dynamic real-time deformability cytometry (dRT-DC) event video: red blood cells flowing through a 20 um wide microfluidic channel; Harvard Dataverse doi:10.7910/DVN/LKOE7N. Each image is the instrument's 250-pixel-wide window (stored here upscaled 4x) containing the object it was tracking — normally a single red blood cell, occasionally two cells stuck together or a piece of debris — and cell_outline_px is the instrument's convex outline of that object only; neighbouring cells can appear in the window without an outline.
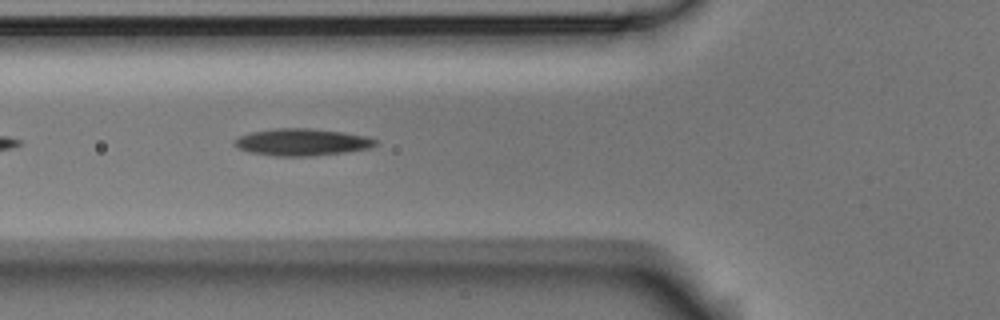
{"species": "Egyptian fruit bat (a non-hibernating species)", "species_latin": "Rousettus aegyptiacus", "temperature_condition": "room temperature", "stored_images_in_passage": 36, "camera_frame_rate_fps": 3000, "um_per_image_px": 0.085, "animal": {"sex": "male"}, "frame": {"image": 1, "passage_image": 6, "time_ms": 1.667, "image_size_px": [1000, 320], "cell_outline_px": [[380, 140], [376, 144], [368, 148], [344, 152], [312, 156], [276, 156], [248, 152], [232, 144], [232, 140], [240, 136], [252, 132], [276, 128], [312, 128], [344, 132], [368, 136]], "centroid_in_image_um": [25.67, 12.07], "position_along_channel_um": 100.1, "area_um2": 22.31}}
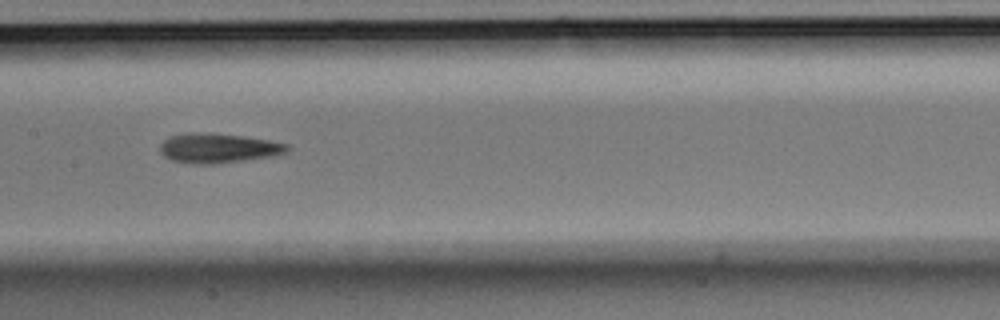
{"frame": {"image": 2, "passage_image": 13, "time_ms": 4.0, "image_size_px": [1000, 320], "cell_outline_px": [[292, 148], [288, 152], [272, 156], [216, 164], [192, 164], [172, 160], [164, 156], [160, 152], [160, 144], [164, 140], [172, 136], [188, 132], [244, 136], [268, 140], [288, 144]], "centroid_in_image_um": [18.57, 12.6], "position_along_channel_um": 188.8, "area_um2": 21.85}}
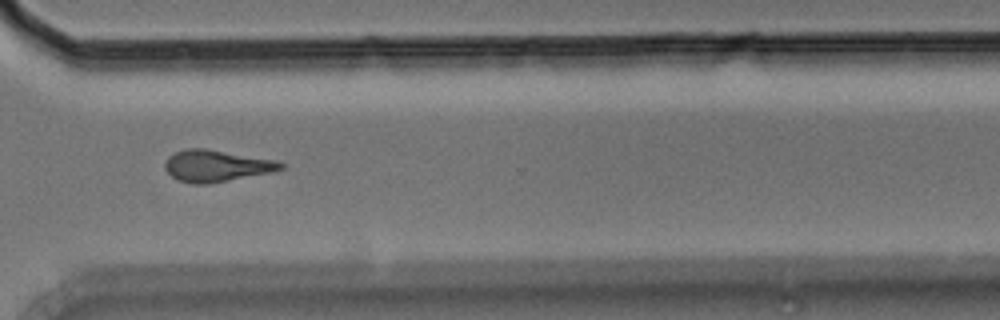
{"frame": {"image": 3, "passage_image": 26, "time_ms": 8.333, "image_size_px": [1000, 320], "cell_outline_px": [[284, 168], [272, 172], [208, 184], [192, 184], [180, 180], [172, 176], [164, 168], [164, 164], [168, 156], [184, 148], [204, 148], [276, 160], [284, 164]], "centroid_in_image_um": [18.38, 14.09], "position_along_channel_um": 352.2, "area_um2": 21.27}, "authors_computed_cell_mechanics": {"area_um2": 21.0392, "velocity_mm_per_s": 3.7803, "shape_relaxation_time_tau1_ms": 7.476, "shape_relaxation_time_tau2_ms": 2.5358, "deformation_change_tau1": 0.1955, "deformation_change_tau2": 0.1217}}